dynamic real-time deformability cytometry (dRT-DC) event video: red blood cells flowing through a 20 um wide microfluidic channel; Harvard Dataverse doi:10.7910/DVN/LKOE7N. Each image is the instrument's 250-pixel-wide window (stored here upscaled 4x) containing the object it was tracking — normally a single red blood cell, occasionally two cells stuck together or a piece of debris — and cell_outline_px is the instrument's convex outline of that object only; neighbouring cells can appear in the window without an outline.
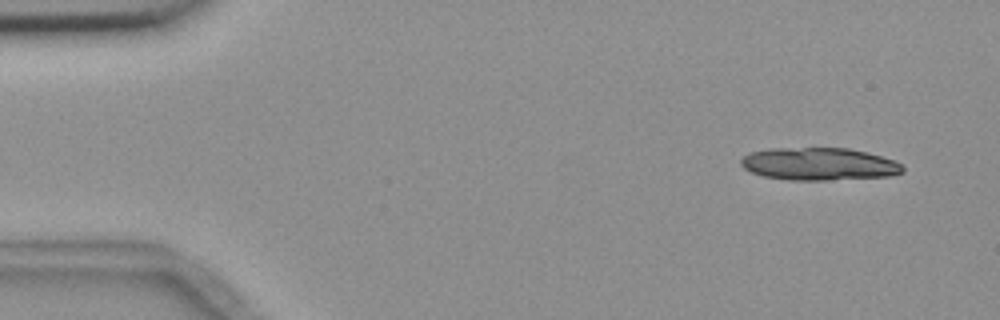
{"species": "common noctule bat (a hibernating species)", "species_latin": "Nyctalus noctula", "temperature_condition": "room temperature", "stored_images_in_passage": 5, "segment_of_instrument_passage": [2, 2], "camera_frame_rate_fps": 3000, "um_per_image_px": 0.085, "animal": {"sex": "female", "body_mass_g": 18.4}, "frame": {"image": 1, "passage_image": 5, "time_ms": 4.667, "image_size_px": [1000, 320], "cell_outline_px": [[904, 172], [892, 176], [828, 180], [788, 180], [764, 176], [752, 172], [744, 168], [740, 164], [740, 160], [748, 152], [772, 148], [848, 148], [868, 152], [892, 160], [900, 164], [904, 168]], "centroid_in_image_um": [69.61, 13.94], "position_along_channel_um": 15.4, "area_um2": 30.81}}